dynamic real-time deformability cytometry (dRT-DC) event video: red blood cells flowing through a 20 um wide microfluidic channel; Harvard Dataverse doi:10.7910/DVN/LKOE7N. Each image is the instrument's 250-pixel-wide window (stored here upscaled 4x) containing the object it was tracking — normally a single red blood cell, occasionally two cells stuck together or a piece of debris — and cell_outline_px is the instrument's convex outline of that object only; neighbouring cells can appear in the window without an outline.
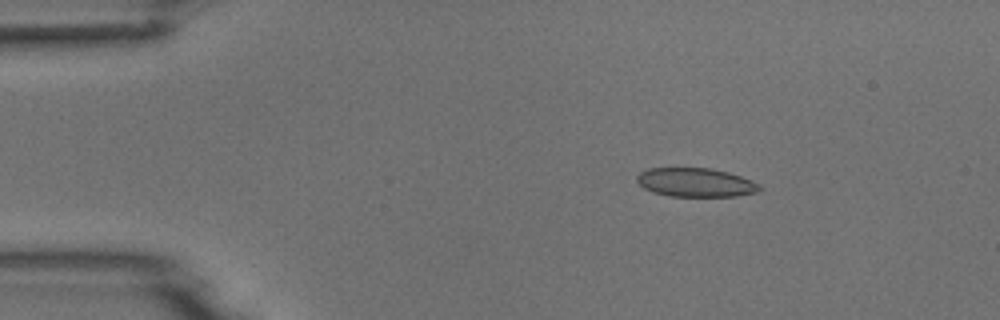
{"species": "common noctule bat (a hibernating species)", "species_latin": "Nyctalus noctula", "temperature_condition": "room temperature", "stored_images_in_passage": 4, "camera_frame_rate_fps": 3000, "um_per_image_px": 0.085, "animal": {"sex": "male", "body_mass_g": 18.8}, "frame": {"image": 1, "passage_image": 2, "time_ms": 1.0, "image_size_px": [1000, 320], "cell_outline_px": [[764, 188], [760, 192], [736, 196], [668, 196], [652, 192], [644, 188], [636, 180], [636, 176], [640, 172], [648, 168], [712, 168], [728, 172], [752, 180], [760, 184]], "centroid_in_image_um": [59.16, 15.51], "position_along_channel_um": 25.8, "area_um2": 20.87}}